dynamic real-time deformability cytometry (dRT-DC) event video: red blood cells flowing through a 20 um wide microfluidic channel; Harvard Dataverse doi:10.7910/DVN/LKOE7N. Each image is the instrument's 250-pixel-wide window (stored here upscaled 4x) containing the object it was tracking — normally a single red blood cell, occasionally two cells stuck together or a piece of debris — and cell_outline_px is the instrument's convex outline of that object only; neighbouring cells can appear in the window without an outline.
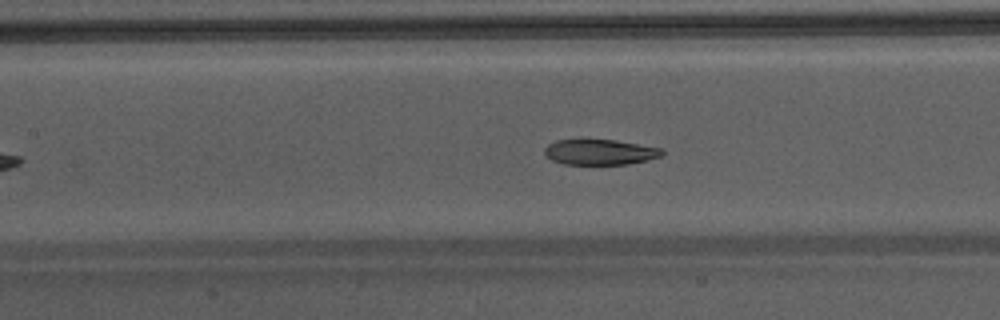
{"species": "Egyptian fruit bat (a non-hibernating species)", "species_latin": "Rousettus aegyptiacus", "temperature_condition": "warm", "stored_images_in_passage": 32, "camera_frame_rate_fps": 3000, "um_per_image_px": 0.085, "animal": {"sex": "male"}, "frame": {"image": 1, "passage_image": 16, "time_ms": 5.0, "image_size_px": [1000, 320], "cell_outline_px": [[664, 152], [660, 156], [648, 160], [628, 164], [564, 164], [552, 160], [544, 152], [544, 148], [548, 144], [556, 140], [612, 140], [664, 148]], "centroid_in_image_um": [51.01, 12.93], "position_along_channel_um": 156.4, "area_um2": 17.28}}
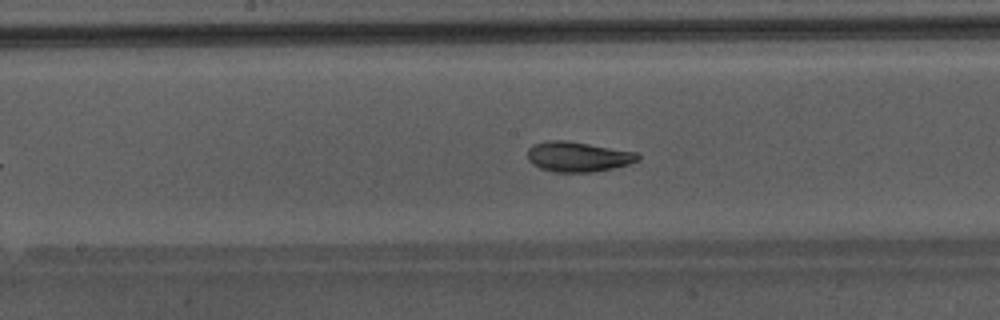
{"frame": {"image": 2, "passage_image": 19, "time_ms": 6.0, "image_size_px": [1000, 320], "cell_outline_px": [[640, 160], [628, 164], [612, 168], [592, 172], [556, 172], [540, 168], [532, 164], [528, 160], [528, 148], [532, 144], [548, 140], [568, 140], [636, 152], [640, 156]], "centroid_in_image_um": [49.11, 13.31], "position_along_channel_um": 199.1, "area_um2": 19.42}}
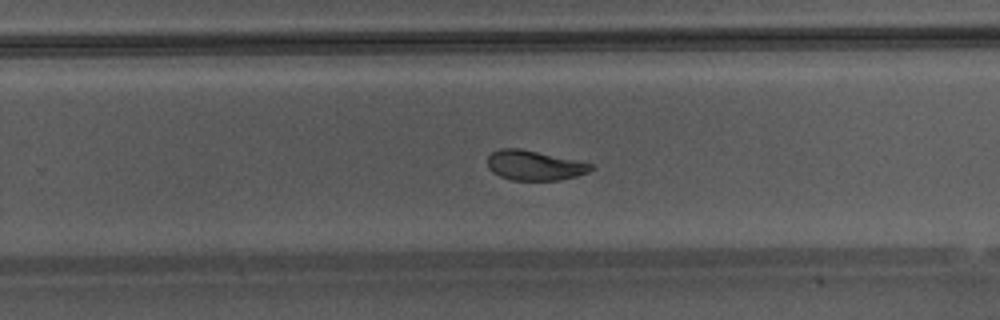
{"frame": {"image": 3, "passage_image": 25, "time_ms": 8.0, "image_size_px": [1000, 320], "cell_outline_px": [[596, 168], [588, 172], [576, 176], [556, 180], [512, 180], [500, 176], [492, 172], [488, 168], [488, 156], [492, 152], [500, 148], [520, 148], [576, 160], [592, 164]], "centroid_in_image_um": [45.41, 14.05], "position_along_channel_um": 284.4, "area_um2": 17.92}, "authors_computed_cell_mechanics": {"area_um2": 19.3341, "velocity_mm_per_s": 4.274, "shape_relaxation_time_tau1_ms": 4.0014, "shape_relaxation_time_tau2_ms": 1.2223, "deformation_change_tau1": 0.1521, "deformation_change_tau2": 0.0563}}